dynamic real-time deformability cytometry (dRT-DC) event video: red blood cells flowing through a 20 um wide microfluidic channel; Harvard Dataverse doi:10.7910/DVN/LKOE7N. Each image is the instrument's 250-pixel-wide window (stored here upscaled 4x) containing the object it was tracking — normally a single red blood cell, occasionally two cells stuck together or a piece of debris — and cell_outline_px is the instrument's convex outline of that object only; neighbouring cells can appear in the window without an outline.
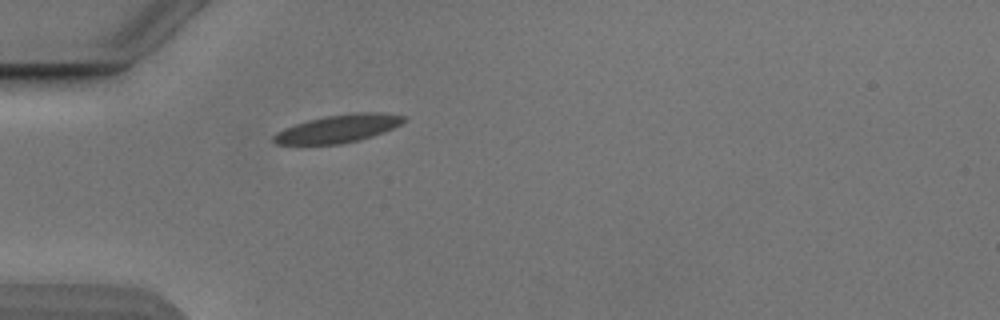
{"species": "Egyptian fruit bat (a non-hibernating species)", "species_latin": "Rousettus aegyptiacus", "temperature_condition": "cold", "stored_images_in_passage": 38, "camera_frame_rate_fps": 3000, "um_per_image_px": 0.085, "animal": {"sex": "male"}, "frame": {"image": 1, "passage_image": 1, "time_ms": 0.0, "image_size_px": [1000, 320], "cell_outline_px": [[404, 120], [400, 124], [384, 132], [372, 136], [340, 144], [276, 144], [272, 140], [272, 136], [276, 132], [284, 128], [308, 120], [328, 116], [352, 112], [384, 112], [404, 116]], "centroid_in_image_um": [28.72, 10.92], "position_along_channel_um": 56.3, "area_um2": 20.92}}
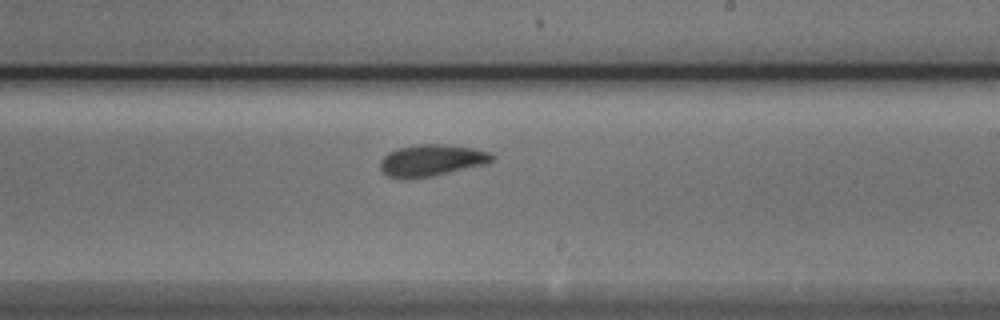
{"frame": {"image": 2, "passage_image": 17, "time_ms": 5.333, "image_size_px": [1000, 320], "cell_outline_px": [[496, 156], [488, 164], [432, 176], [388, 176], [380, 168], [380, 160], [388, 152], [396, 148], [416, 144], [440, 144], [472, 148], [492, 152]], "centroid_in_image_um": [36.75, 13.59], "position_along_channel_um": 252.3, "area_um2": 20.29}}
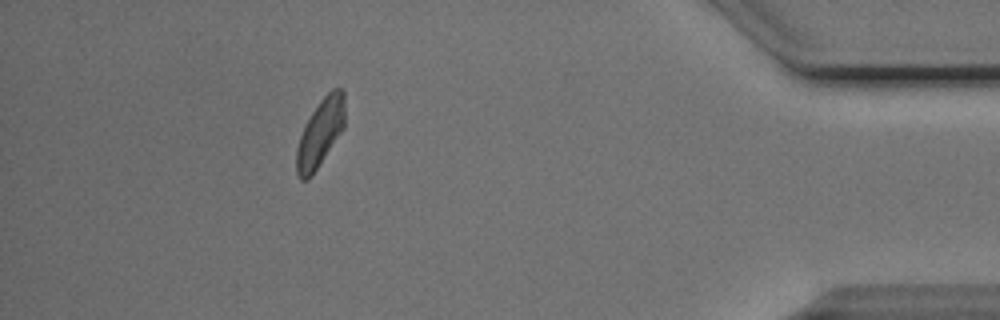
{"frame": {"image": 3, "passage_image": 33, "time_ms": 10.667, "image_size_px": [1000, 320], "cell_outline_px": [[344, 128], [312, 176], [308, 180], [300, 180], [296, 172], [296, 148], [304, 124], [320, 100], [332, 88], [344, 88]], "centroid_in_image_um": [27.21, 11.3], "position_along_channel_um": 408.0, "area_um2": 19.19}, "authors_computed_cell_mechanics": {"area_um2": 19.8832, "velocity_mm_per_s": 3.8435, "shape_relaxation_time_tau1_ms": 2.2, "shape_relaxation_time_tau2_ms": 1.505, "deformation_change_tau1": 0.1179, "deformation_change_tau2": 0.0766}}